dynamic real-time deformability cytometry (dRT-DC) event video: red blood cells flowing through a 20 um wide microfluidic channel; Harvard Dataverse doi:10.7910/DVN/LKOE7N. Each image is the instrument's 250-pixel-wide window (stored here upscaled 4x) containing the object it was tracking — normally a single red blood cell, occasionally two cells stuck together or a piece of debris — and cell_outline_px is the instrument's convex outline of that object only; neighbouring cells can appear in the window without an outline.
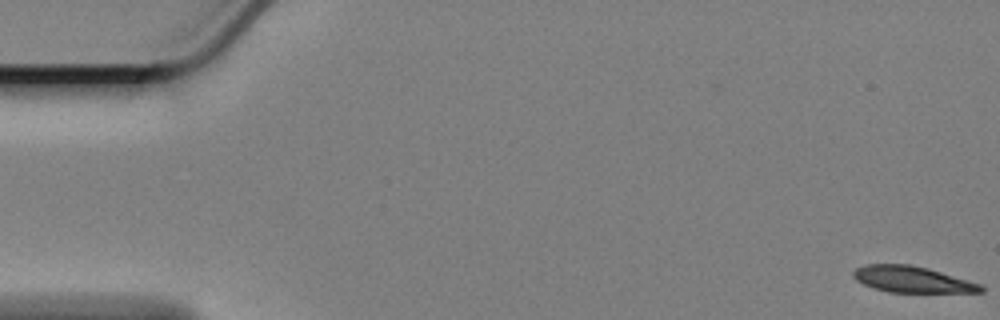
{"species": "Egyptian fruit bat (a non-hibernating species)", "species_latin": "Rousettus aegyptiacus", "temperature_condition": "cold", "stored_images_in_passage": 59, "camera_frame_rate_fps": 3000, "um_per_image_px": 0.085, "animal": {"sex": "female"}, "frame": {"image": 1, "passage_image": 1, "time_ms": 0.0, "image_size_px": [1000, 320], "cell_outline_px": [[984, 292], [888, 292], [872, 288], [856, 280], [852, 276], [852, 272], [856, 268], [868, 264], [908, 264], [928, 268], [980, 284], [984, 288]], "centroid_in_image_um": [77.49, 23.75], "position_along_channel_um": 7.5, "area_um2": 19.36}}
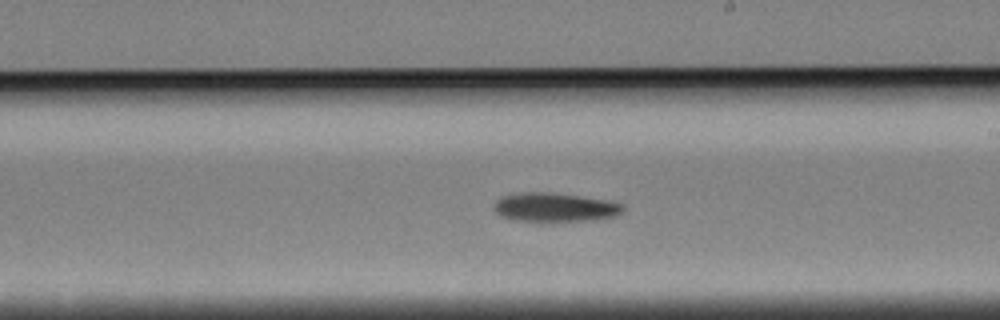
{"frame": {"image": 2, "passage_image": 34, "time_ms": 11.0, "image_size_px": [1000, 320], "cell_outline_px": [[624, 208], [616, 216], [588, 220], [512, 220], [500, 216], [496, 212], [496, 200], [500, 196], [520, 192], [552, 192], [604, 200], [624, 204]], "centroid_in_image_um": [47.12, 17.6], "position_along_channel_um": 241.9, "area_um2": 21.27}}
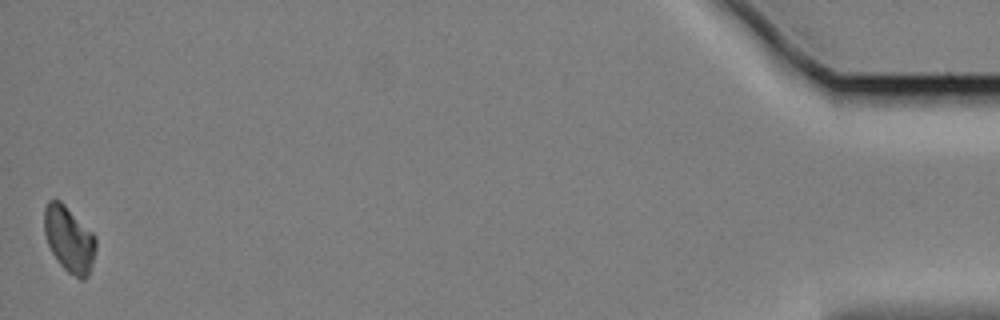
{"frame": {"image": 3, "passage_image": 59, "time_ms": 19.333, "image_size_px": [1000, 320], "cell_outline_px": [[96, 248], [92, 264], [88, 276], [84, 280], [80, 280], [68, 272], [60, 264], [52, 252], [48, 244], [44, 232], [44, 208], [48, 200], [60, 200], [96, 236]], "centroid_in_image_um": [5.88, 20.34], "position_along_channel_um": 429.3, "area_um2": 19.77}, "authors_computed_cell_mechanics": {"area_um2": 20.9236, "velocity_mm_per_s": 3.3621, "shape_relaxation_time_tau1_ms": 5.8792, "shape_relaxation_time_tau2_ms": null, "deformation_change_tau1": 0.1225, "deformation_change_tau2": null}}